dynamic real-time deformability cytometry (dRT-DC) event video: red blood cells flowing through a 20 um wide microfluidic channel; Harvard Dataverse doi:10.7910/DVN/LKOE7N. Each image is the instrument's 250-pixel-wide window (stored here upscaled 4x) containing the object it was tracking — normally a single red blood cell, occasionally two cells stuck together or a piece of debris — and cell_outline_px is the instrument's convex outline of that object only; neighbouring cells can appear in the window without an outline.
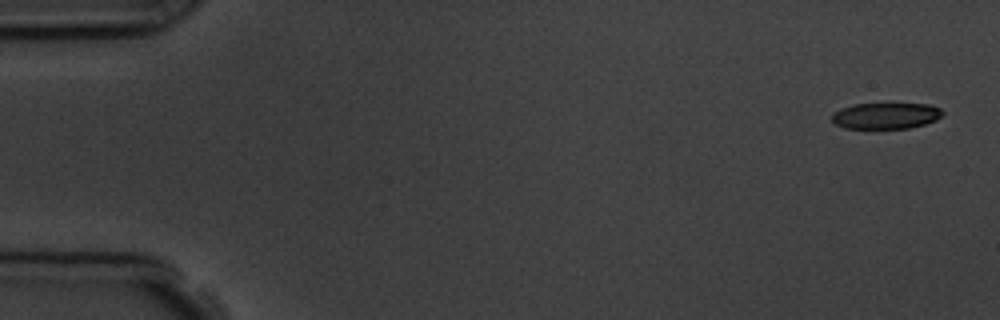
{"species": "common noctule bat (a hibernating species)", "species_latin": "Nyctalus noctula", "temperature_condition": "room temperature", "stored_images_in_passage": 5, "camera_frame_rate_fps": 3000, "um_per_image_px": 0.085, "animal": {"sex": "male", "body_mass_g": 19.5, "forearm_length_mm": 54.6}, "frame": {"image": 1, "passage_image": 1, "time_ms": 0.0, "image_size_px": [1000, 320], "cell_outline_px": [[944, 112], [936, 120], [924, 124], [908, 128], [844, 128], [836, 124], [832, 120], [832, 112], [840, 108], [856, 104], [928, 104], [940, 108]], "centroid_in_image_um": [75.28, 9.83], "position_along_channel_um": 9.7, "area_um2": 16.76}}
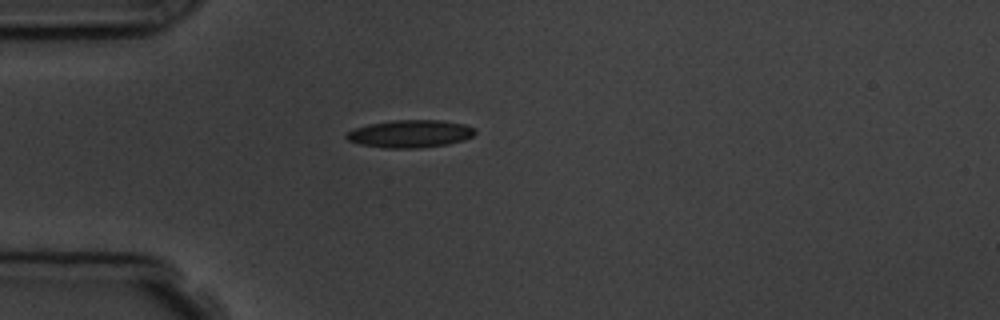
{"frame": {"image": 2, "passage_image": 5, "time_ms": 4.333, "image_size_px": [1000, 320], "cell_outline_px": [[476, 132], [472, 136], [464, 140], [448, 144], [420, 148], [384, 148], [360, 144], [348, 140], [344, 136], [348, 132], [356, 128], [368, 124], [392, 120], [440, 120], [464, 124], [476, 128]], "centroid_in_image_um": [34.88, 11.37], "position_along_channel_um": 50.1, "area_um2": 20.75}}